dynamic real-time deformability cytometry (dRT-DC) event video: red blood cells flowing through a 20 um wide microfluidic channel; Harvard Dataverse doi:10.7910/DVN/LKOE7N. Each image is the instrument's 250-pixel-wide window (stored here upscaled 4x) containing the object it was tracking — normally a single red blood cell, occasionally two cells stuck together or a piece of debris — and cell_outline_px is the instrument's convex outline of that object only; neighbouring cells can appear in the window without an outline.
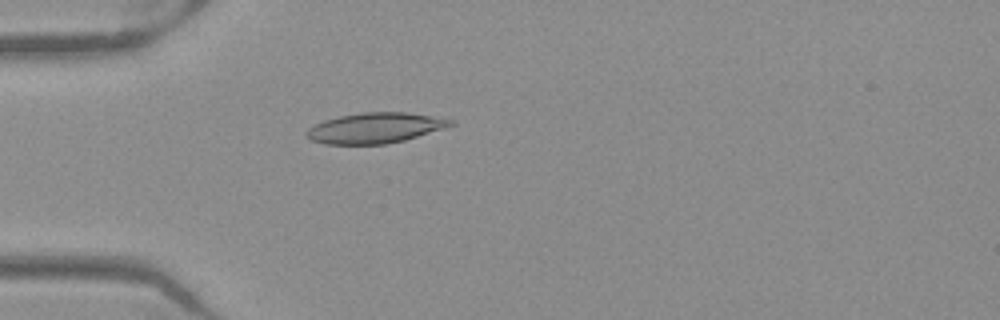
{"species": "Egyptian fruit bat (a non-hibernating species)", "species_latin": "Rousettus aegyptiacus", "temperature_condition": "warm", "stored_images_in_passage": 37, "camera_frame_rate_fps": 3000, "um_per_image_px": 0.085, "frame": {"image": 1, "passage_image": 1, "time_ms": 0.0, "image_size_px": [1000, 320], "cell_outline_px": [[456, 124], [444, 128], [404, 140], [388, 144], [324, 144], [312, 140], [304, 132], [308, 128], [324, 120], [340, 116], [360, 112], [408, 112], [456, 120]], "centroid_in_image_um": [31.9, 10.87], "position_along_channel_um": 53.1, "area_um2": 25.55}}
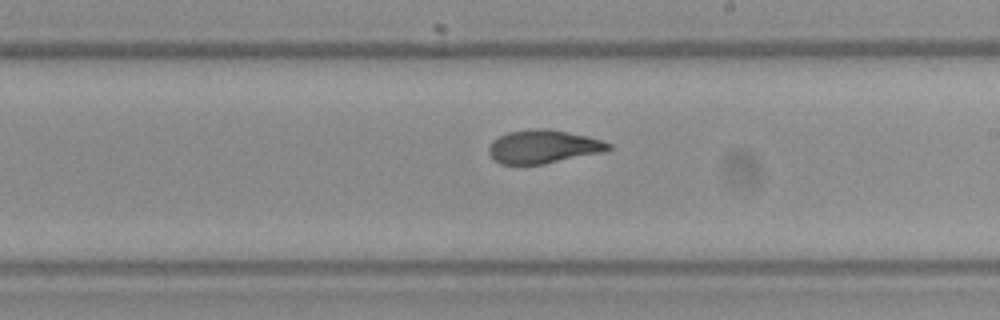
{"frame": {"image": 2, "passage_image": 16, "time_ms": 5.0, "image_size_px": [1000, 320], "cell_outline_px": [[612, 148], [600, 152], [544, 164], [500, 164], [492, 160], [488, 152], [488, 148], [492, 140], [508, 132], [532, 128], [548, 128], [588, 136], [612, 144]], "centroid_in_image_um": [46.12, 12.46], "position_along_channel_um": 242.9, "area_um2": 23.29}}
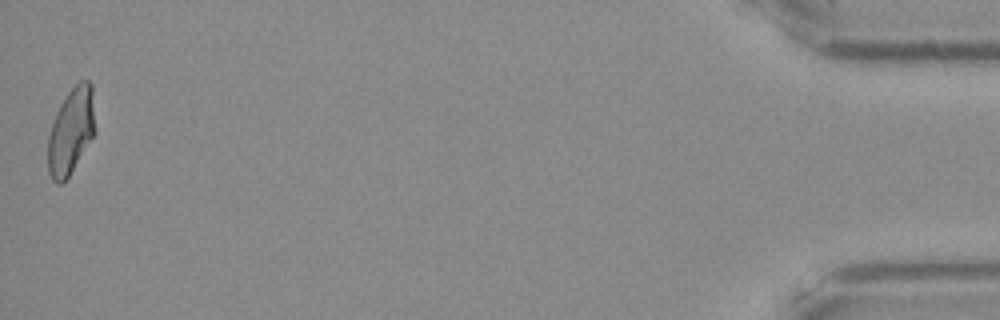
{"frame": {"image": 3, "passage_image": 37, "time_ms": 12.0, "image_size_px": [1000, 320], "cell_outline_px": [[96, 132], [68, 176], [60, 184], [56, 184], [52, 180], [48, 172], [48, 136], [56, 112], [60, 104], [68, 92], [80, 80], [88, 80], [92, 84], [96, 128]], "centroid_in_image_um": [6.05, 11.12], "position_along_channel_um": 429.2, "area_um2": 23.76}, "authors_computed_cell_mechanics": {"area_um2": 23.698, "velocity_mm_per_s": 3.9707, "shape_relaxation_time_tau1_ms": 4.0302, "shape_relaxation_time_tau2_ms": 1.4224, "deformation_change_tau1": 0.1663, "deformation_change_tau2": 0.0632}}